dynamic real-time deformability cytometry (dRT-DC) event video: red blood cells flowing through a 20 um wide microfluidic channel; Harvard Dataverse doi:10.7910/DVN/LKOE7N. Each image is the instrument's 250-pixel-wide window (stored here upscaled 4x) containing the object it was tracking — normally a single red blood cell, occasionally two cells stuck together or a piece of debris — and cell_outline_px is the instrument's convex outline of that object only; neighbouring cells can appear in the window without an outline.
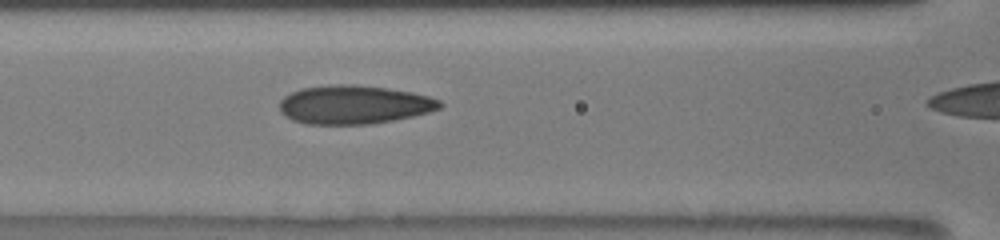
{"species": "human", "species_latin": "Homo sapiens", "temperature_condition": "room temperature", "stored_images_in_passage": 11, "camera_frame_rate_fps": 3000, "um_per_image_px": 0.085, "donor": {"sex": "male"}, "frame": {"image": 1, "passage_image": 10, "time_ms": 7.667, "image_size_px": [1000, 240], "cell_outline_px": [[444, 104], [440, 108], [428, 112], [412, 116], [372, 124], [304, 124], [292, 120], [284, 116], [280, 112], [280, 100], [284, 96], [292, 92], [304, 88], [336, 84], [356, 84], [388, 88], [412, 92], [428, 96], [440, 100]], "centroid_in_image_um": [30.08, 8.9], "position_along_channel_um": 136.5, "area_um2": 36.18}}